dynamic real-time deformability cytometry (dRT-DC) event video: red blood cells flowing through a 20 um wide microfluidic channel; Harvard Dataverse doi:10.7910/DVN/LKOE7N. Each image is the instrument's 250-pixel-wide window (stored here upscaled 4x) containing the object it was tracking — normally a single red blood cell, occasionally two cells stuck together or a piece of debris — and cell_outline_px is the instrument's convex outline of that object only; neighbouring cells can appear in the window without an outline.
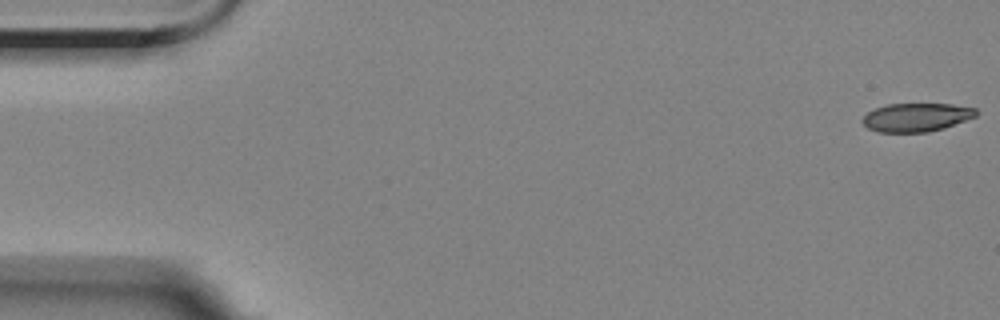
{"species": "Egyptian fruit bat (a non-hibernating species)", "species_latin": "Rousettus aegyptiacus", "temperature_condition": "room temperature", "stored_images_in_passage": 5, "segment_of_instrument_passage": [2, 2], "camera_frame_rate_fps": 3000, "um_per_image_px": 0.085, "animal": {"sex": "female"}, "frame": {"image": 1, "passage_image": 5, "time_ms": 6.0, "image_size_px": [1000, 320], "cell_outline_px": [[976, 116], [944, 128], [928, 132], [876, 132], [868, 128], [860, 120], [868, 112], [876, 108], [888, 104], [952, 104], [976, 108]], "centroid_in_image_um": [77.87, 9.97], "position_along_channel_um": 7.1, "area_um2": 18.79}}